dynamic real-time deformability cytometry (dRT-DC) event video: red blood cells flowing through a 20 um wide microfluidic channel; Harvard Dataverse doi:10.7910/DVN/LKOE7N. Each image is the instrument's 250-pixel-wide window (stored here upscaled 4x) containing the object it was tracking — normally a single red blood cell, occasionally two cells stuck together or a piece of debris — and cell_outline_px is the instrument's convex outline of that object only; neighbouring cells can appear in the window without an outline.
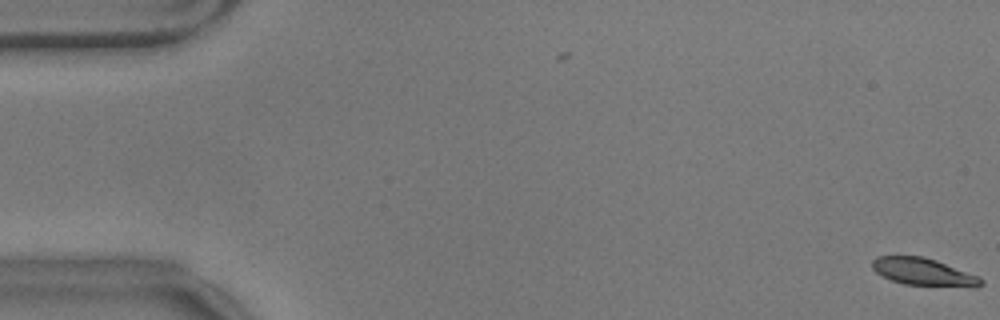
{"species": "common noctule bat (a hibernating species)", "species_latin": "Nyctalus noctula", "temperature_condition": "warm", "stored_images_in_passage": 58, "camera_frame_rate_fps": 3000, "um_per_image_px": 0.085, "animal": {"sex": "male", "body_mass_g": 17.9}, "frame": {"image": 1, "passage_image": 1, "time_ms": 0.0, "image_size_px": [1000, 320], "cell_outline_px": [[984, 284], [976, 288], [972, 288], [904, 284], [880, 276], [872, 268], [872, 260], [876, 256], [924, 256], [936, 260], [976, 276], [984, 280]], "centroid_in_image_um": [78.49, 23.13], "position_along_channel_um": 6.5, "area_um2": 17.51}}
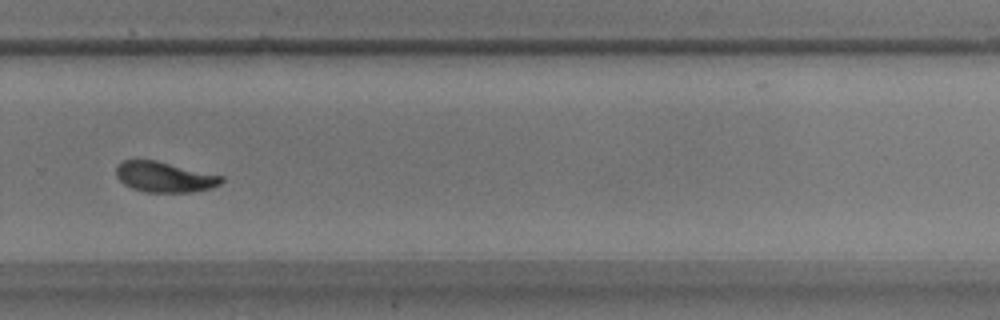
{"frame": {"image": 2, "passage_image": 40, "time_ms": 13.0, "image_size_px": [1000, 320], "cell_outline_px": [[224, 180], [220, 184], [212, 188], [192, 192], [144, 192], [132, 188], [124, 184], [116, 176], [116, 168], [120, 160], [156, 160], [224, 176]], "centroid_in_image_um": [13.98, 15.04], "position_along_channel_um": 315.8, "area_um2": 18.79}}
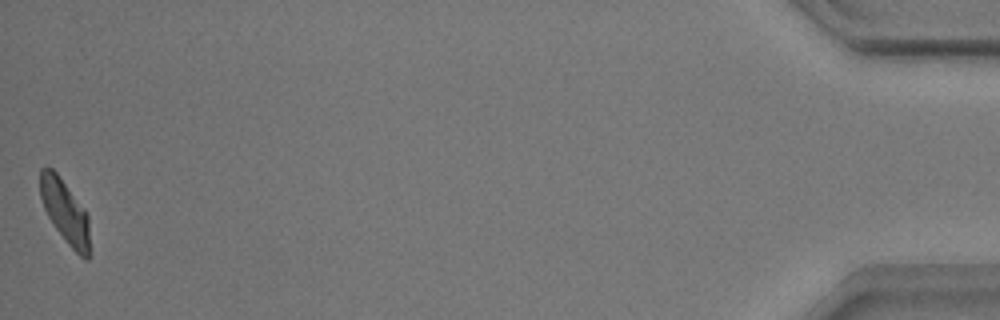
{"frame": {"image": 3, "passage_image": 58, "time_ms": 19.0, "image_size_px": [1000, 320], "cell_outline_px": [[88, 260], [84, 260], [68, 244], [56, 228], [48, 216], [44, 208], [40, 196], [40, 168], [52, 168], [56, 172], [84, 208], [88, 216]], "centroid_in_image_um": [5.51, 17.96], "position_along_channel_um": 429.7, "area_um2": 17.86}, "authors_computed_cell_mechanics": {"area_um2": 18.785, "velocity_mm_per_s": 3.4994, "shape_relaxation_time_tau1_ms": 5.9059, "shape_relaxation_time_tau2_ms": 2.4192, "deformation_change_tau1": 0.2072, "deformation_change_tau2": 0.074}}